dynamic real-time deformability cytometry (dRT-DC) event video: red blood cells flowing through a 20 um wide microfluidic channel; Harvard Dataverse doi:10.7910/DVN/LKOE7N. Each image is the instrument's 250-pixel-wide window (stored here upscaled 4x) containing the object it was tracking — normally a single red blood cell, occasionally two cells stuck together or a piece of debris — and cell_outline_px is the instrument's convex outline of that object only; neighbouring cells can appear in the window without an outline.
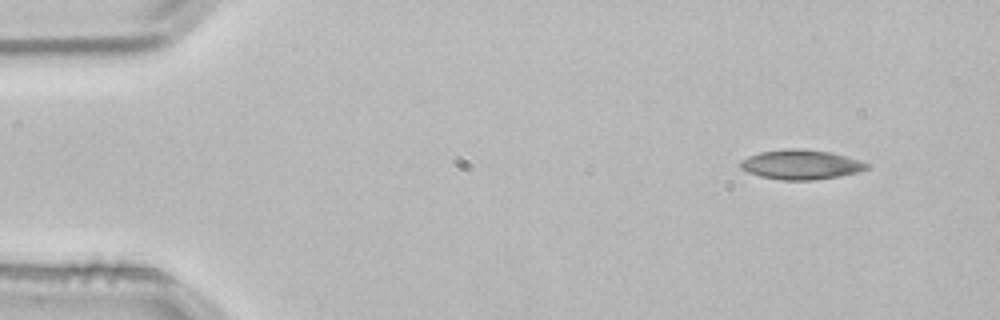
{"species": "common noctule bat (a hibernating species)", "species_latin": "Nyctalus noctula", "temperature_condition": "room temperature", "stored_images_in_passage": 2, "camera_frame_rate_fps": 3000, "um_per_image_px": 0.085, "animal": {"sex": "male", "body_mass_g": 21.5, "forearm_length_mm": 52.0}, "frame": {"image": 1, "passage_image": 1, "time_ms": 0.0, "image_size_px": [1000, 320], "cell_outline_px": [[868, 168], [860, 172], [840, 176], [812, 180], [780, 180], [760, 176], [748, 172], [740, 168], [740, 160], [748, 156], [760, 152], [792, 148], [804, 148], [828, 152], [860, 160], [868, 164]], "centroid_in_image_um": [68.06, 13.99], "position_along_channel_um": 16.9, "area_um2": 21.79}}
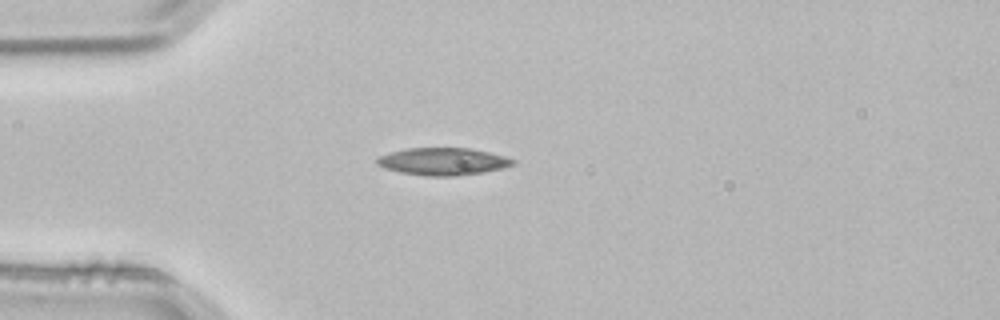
{"frame": {"image": 2, "passage_image": 2, "time_ms": 0.333, "image_size_px": [1000, 320], "cell_outline_px": [[516, 164], [500, 168], [480, 172], [452, 176], [428, 176], [400, 172], [384, 168], [376, 164], [376, 156], [408, 148], [472, 148], [504, 156], [516, 160]], "centroid_in_image_um": [37.61, 13.71], "position_along_channel_um": 47.4, "area_um2": 21.5}}